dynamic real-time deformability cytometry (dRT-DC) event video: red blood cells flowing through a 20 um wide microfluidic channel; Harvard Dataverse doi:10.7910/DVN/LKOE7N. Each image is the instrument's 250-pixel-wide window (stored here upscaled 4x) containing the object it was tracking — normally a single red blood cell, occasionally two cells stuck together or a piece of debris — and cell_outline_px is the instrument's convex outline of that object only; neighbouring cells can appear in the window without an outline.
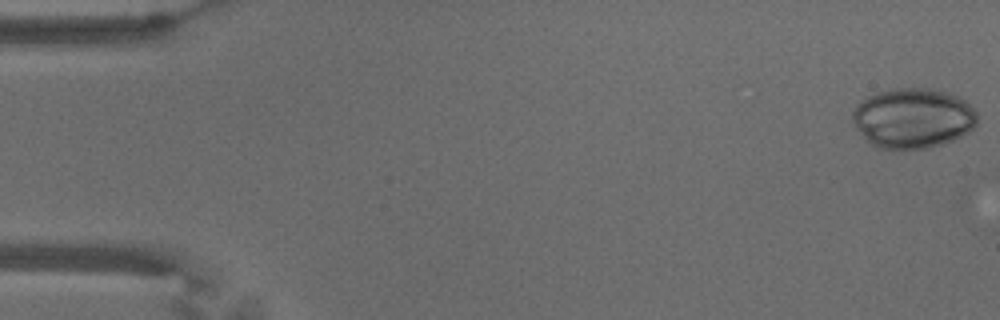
{"species": "common noctule bat (a hibernating species)", "species_latin": "Nyctalus noctula", "temperature_condition": "warm", "stored_images_in_passage": 24, "camera_frame_rate_fps": 3000, "um_per_image_px": 0.085, "animal": {"sex": "male", "body_mass_g": 18.8}, "frame": {"image": 1, "passage_image": 1, "time_ms": 0.0, "image_size_px": [1000, 320], "cell_outline_px": [[976, 124], [968, 132], [944, 144], [928, 148], [880, 148], [868, 144], [856, 128], [852, 120], [852, 112], [868, 96], [876, 92], [892, 88], [932, 88], [948, 92], [964, 100], [976, 112]], "centroid_in_image_um": [77.58, 10.04], "position_along_channel_um": 7.4, "area_um2": 43.58}}
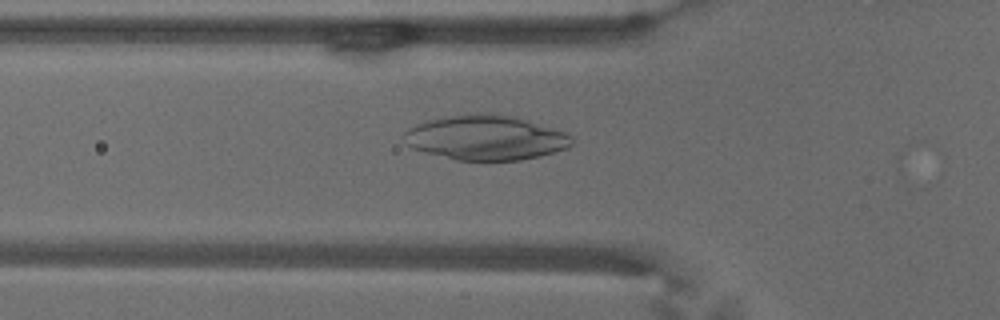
{"frame": {"image": 2, "passage_image": 19, "time_ms": 6.0, "image_size_px": [1000, 320], "cell_outline_px": [[572, 144], [568, 148], [540, 156], [520, 160], [456, 160], [424, 152], [412, 148], [408, 144], [404, 136], [404, 132], [408, 128], [424, 120], [444, 116], [476, 112], [488, 112], [516, 116], [564, 132], [572, 136]], "centroid_in_image_um": [41.27, 11.68], "position_along_channel_um": 84.5, "area_um2": 44.1}}
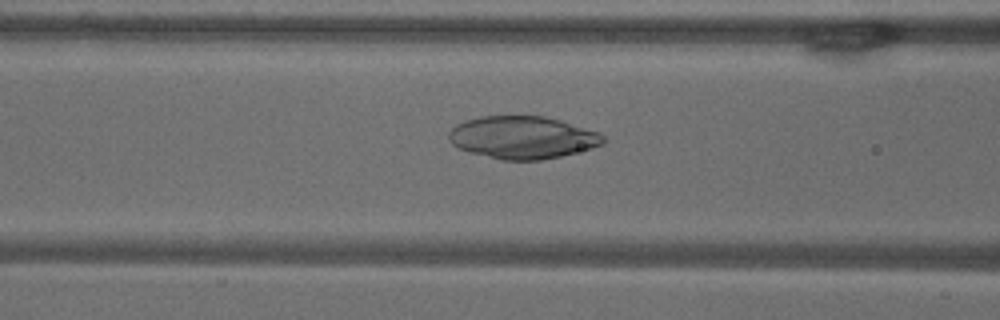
{"frame": {"image": 3, "passage_image": 22, "time_ms": 7.0, "image_size_px": [1000, 320], "cell_outline_px": [[608, 140], [604, 144], [592, 148], [560, 156], [540, 160], [500, 160], [468, 152], [452, 144], [448, 140], [448, 132], [456, 124], [464, 120], [480, 116], [544, 116], [560, 120], [600, 132]], "centroid_in_image_um": [44.42, 11.68], "position_along_channel_um": 122.2, "area_um2": 38.61}}